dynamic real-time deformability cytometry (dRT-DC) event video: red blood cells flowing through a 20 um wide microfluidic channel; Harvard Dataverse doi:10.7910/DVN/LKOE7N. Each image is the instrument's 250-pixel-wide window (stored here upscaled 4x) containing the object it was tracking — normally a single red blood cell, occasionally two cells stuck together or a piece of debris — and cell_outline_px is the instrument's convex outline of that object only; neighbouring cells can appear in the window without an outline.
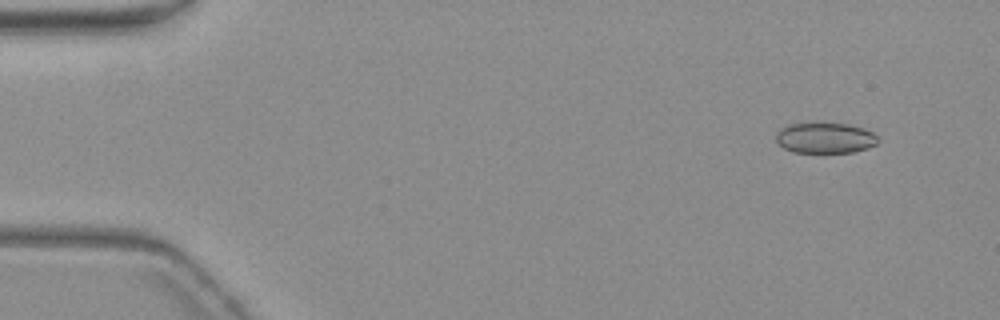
{"species": "common noctule bat (a hibernating species)", "species_latin": "Nyctalus noctula", "temperature_condition": "warm", "stored_images_in_passage": 5, "camera_frame_rate_fps": 3000, "um_per_image_px": 0.085, "animal": {"sex": "female", "body_mass_g": 19.3, "forearm_length_mm": 54.1}, "frame": {"image": 1, "passage_image": 1, "time_ms": 0.0, "image_size_px": [1000, 320], "cell_outline_px": [[880, 140], [876, 144], [868, 148], [852, 152], [792, 152], [784, 148], [776, 140], [776, 132], [780, 128], [788, 124], [820, 120], [848, 124], [864, 128], [872, 132]], "centroid_in_image_um": [70.11, 11.67], "position_along_channel_um": 14.9, "area_um2": 18.9}}
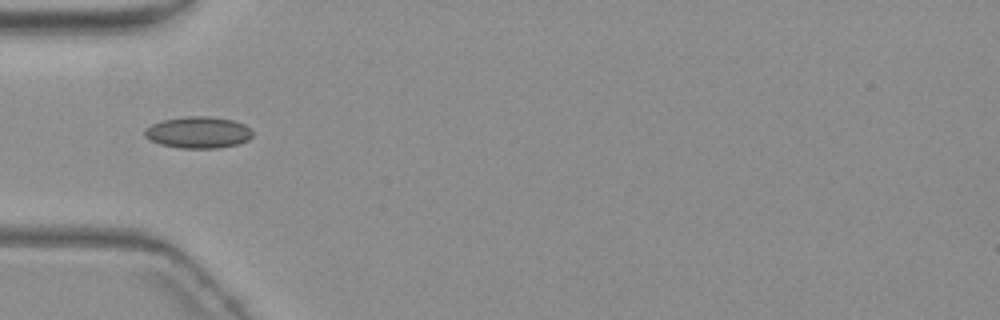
{"frame": {"image": 2, "passage_image": 4, "time_ms": 4.667, "image_size_px": [1000, 320], "cell_outline_px": [[252, 136], [248, 140], [236, 144], [220, 148], [180, 148], [160, 144], [144, 136], [144, 132], [152, 124], [160, 120], [184, 116], [208, 116], [232, 120], [244, 124], [252, 132]], "centroid_in_image_um": [16.84, 11.25], "position_along_channel_um": 68.2, "area_um2": 19.77}}
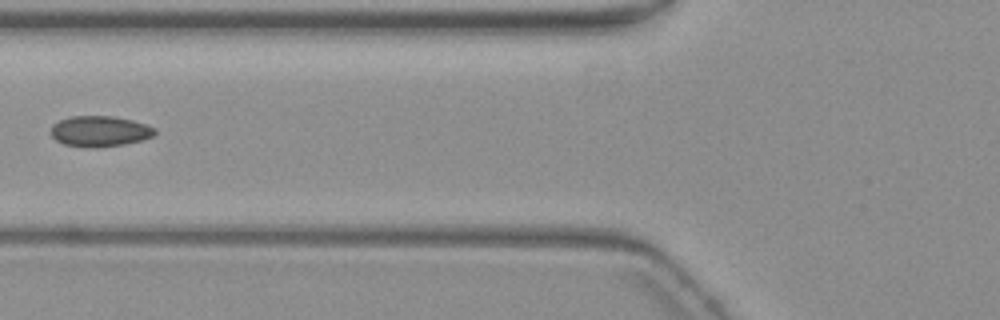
{"frame": {"image": 3, "passage_image": 5, "time_ms": 6.0, "image_size_px": [1000, 320], "cell_outline_px": [[156, 132], [152, 136], [144, 140], [124, 144], [96, 148], [88, 148], [64, 144], [56, 140], [52, 136], [52, 124], [60, 120], [72, 116], [112, 116], [132, 120], [156, 128]], "centroid_in_image_um": [8.49, 11.16], "position_along_channel_um": 117.3, "area_um2": 18.61}}